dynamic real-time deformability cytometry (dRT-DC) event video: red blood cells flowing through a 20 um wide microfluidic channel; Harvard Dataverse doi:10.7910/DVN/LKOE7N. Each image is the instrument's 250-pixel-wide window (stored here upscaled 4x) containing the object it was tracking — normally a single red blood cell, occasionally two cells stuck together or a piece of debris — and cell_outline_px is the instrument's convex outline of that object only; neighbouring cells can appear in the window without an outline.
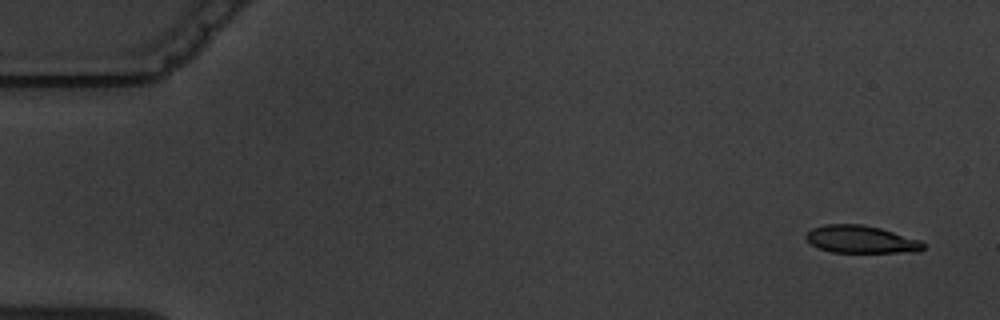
{"species": "common noctule bat (a hibernating species)", "species_latin": "Nyctalus noctula", "temperature_condition": "warm", "stored_images_in_passage": 5, "camera_frame_rate_fps": 3000, "um_per_image_px": 0.085, "animal": {"sex": "male", "body_mass_g": 19.5, "forearm_length_mm": 54.6}, "frame": {"image": 1, "passage_image": 1, "time_ms": 0.0, "image_size_px": [1000, 320], "cell_outline_px": [[924, 248], [920, 252], [832, 252], [820, 248], [812, 244], [804, 236], [812, 228], [824, 224], [860, 224], [880, 228], [920, 240], [924, 244]], "centroid_in_image_um": [73.19, 20.34], "position_along_channel_um": 11.8, "area_um2": 18.67}}
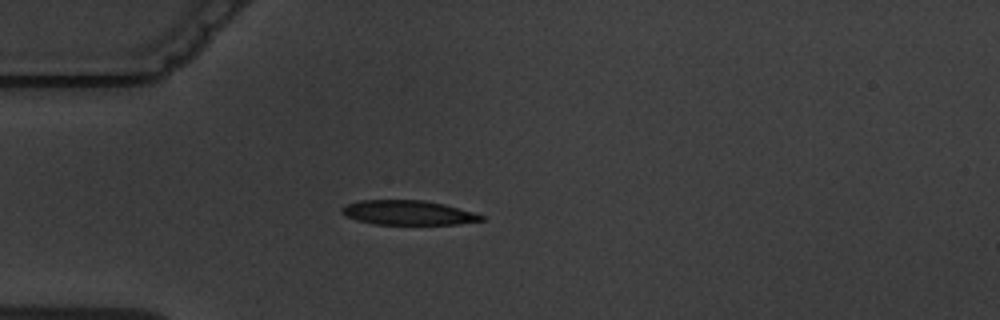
{"frame": {"image": 2, "passage_image": 5, "time_ms": 4.333, "image_size_px": [1000, 320], "cell_outline_px": [[484, 220], [460, 224], [372, 224], [356, 220], [344, 216], [340, 212], [340, 208], [348, 204], [360, 200], [424, 200], [444, 204], [472, 212], [484, 216]], "centroid_in_image_um": [34.64, 18.08], "position_along_channel_um": 50.4, "area_um2": 19.94}}